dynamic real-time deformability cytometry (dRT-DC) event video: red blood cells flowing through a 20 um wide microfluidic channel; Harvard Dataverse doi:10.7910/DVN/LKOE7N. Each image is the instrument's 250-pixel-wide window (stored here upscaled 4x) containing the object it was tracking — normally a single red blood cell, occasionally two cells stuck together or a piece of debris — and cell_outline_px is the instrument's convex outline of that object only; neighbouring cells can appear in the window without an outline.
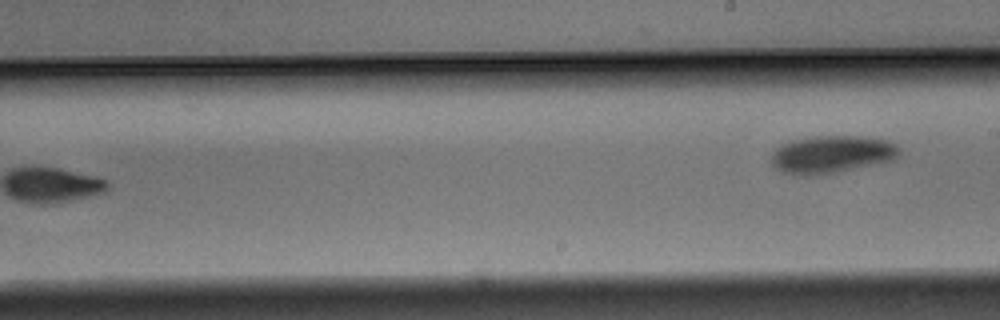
{"species": "Egyptian fruit bat (a non-hibernating species)", "species_latin": "Rousettus aegyptiacus", "temperature_condition": "warm", "stored_images_in_passage": 10, "camera_frame_rate_fps": 3000, "um_per_image_px": 0.085, "animal": {"sex": "male"}, "frame": {"image": 1, "passage_image": 10, "time_ms": 3.0, "image_size_px": [1000, 320], "cell_outline_px": [[900, 156], [892, 160], [840, 172], [816, 176], [804, 176], [780, 172], [768, 160], [772, 152], [780, 144], [792, 140], [816, 136], [860, 136], [884, 140], [896, 144], [900, 148]], "centroid_in_image_um": [70.64, 13.14], "position_along_channel_um": 218.4, "area_um2": 28.5}}